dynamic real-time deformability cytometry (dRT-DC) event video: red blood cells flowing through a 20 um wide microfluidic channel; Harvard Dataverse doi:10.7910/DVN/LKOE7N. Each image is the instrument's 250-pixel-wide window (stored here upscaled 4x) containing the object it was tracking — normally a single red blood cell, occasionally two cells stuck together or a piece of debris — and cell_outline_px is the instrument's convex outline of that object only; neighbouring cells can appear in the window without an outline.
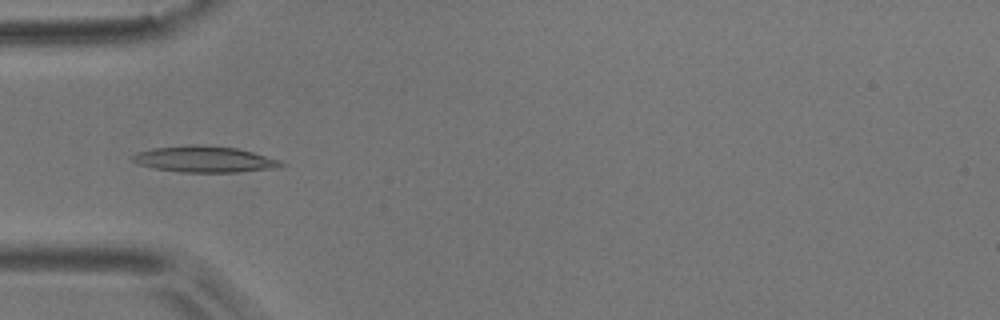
{"species": "common noctule bat (a hibernating species)", "species_latin": "Nyctalus noctula", "temperature_condition": "room temperature", "stored_images_in_passage": 10, "camera_frame_rate_fps": 3000, "um_per_image_px": 0.085, "animal": {"sex": "male", "body_mass_g": 17.9}, "frame": {"image": 1, "passage_image": 4, "time_ms": 1.0, "image_size_px": [1000, 320], "cell_outline_px": [[288, 164], [280, 168], [236, 172], [180, 172], [156, 168], [140, 164], [132, 160], [132, 156], [136, 152], [156, 148], [192, 144], [196, 144], [236, 148], [252, 152], [280, 160]], "centroid_in_image_um": [17.45, 13.54], "position_along_channel_um": 67.6, "area_um2": 22.54}}
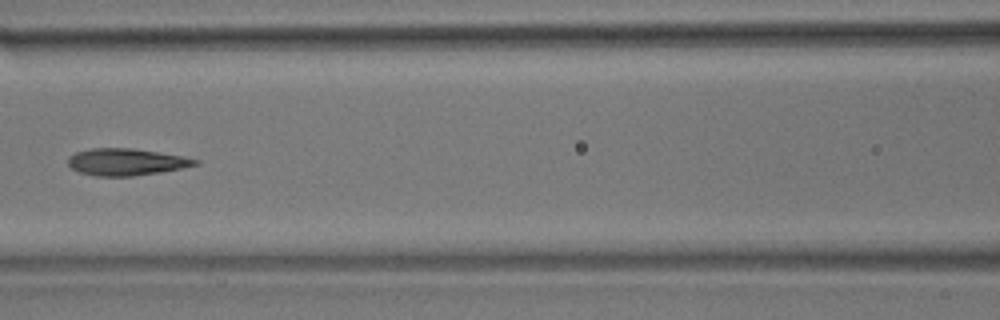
{"frame": {"image": 2, "passage_image": 6, "time_ms": 1.667, "image_size_px": [1000, 320], "cell_outline_px": [[200, 164], [160, 172], [132, 176], [96, 176], [80, 172], [72, 168], [68, 164], [68, 156], [76, 152], [92, 148], [132, 148], [184, 156], [200, 160]], "centroid_in_image_um": [10.73, 13.76], "position_along_channel_um": 155.9, "area_um2": 19.88}}
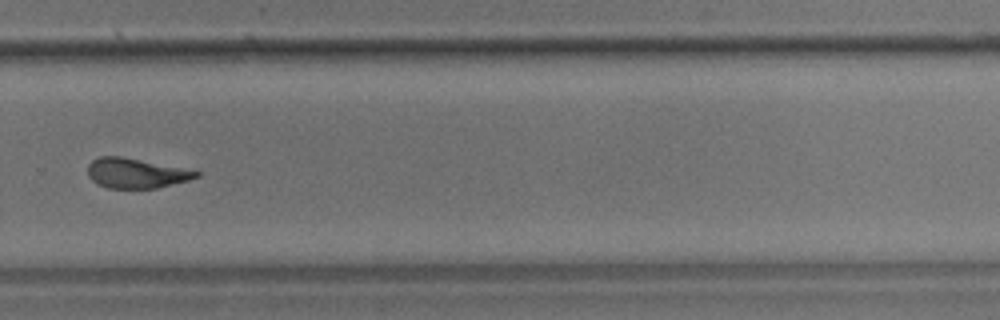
{"frame": {"image": 3, "passage_image": 10, "time_ms": 3.0, "image_size_px": [1000, 320], "cell_outline_px": [[200, 176], [188, 180], [156, 188], [108, 188], [96, 184], [88, 176], [88, 164], [92, 160], [100, 156], [120, 156], [200, 172]], "centroid_in_image_um": [11.49, 14.73], "position_along_channel_um": 318.3, "area_um2": 18.55}}